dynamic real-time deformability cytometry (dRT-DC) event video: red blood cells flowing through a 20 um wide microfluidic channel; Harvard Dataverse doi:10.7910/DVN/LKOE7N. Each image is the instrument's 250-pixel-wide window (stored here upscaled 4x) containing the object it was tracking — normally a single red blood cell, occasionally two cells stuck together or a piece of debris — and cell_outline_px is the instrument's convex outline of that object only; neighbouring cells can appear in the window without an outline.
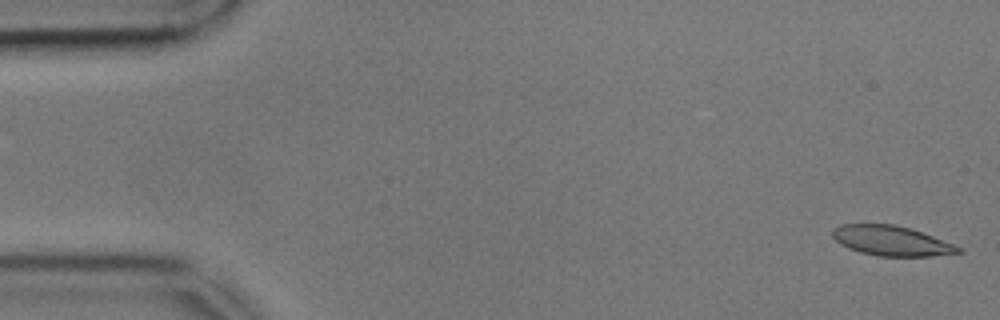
{"species": "common noctule bat (a hibernating species)", "species_latin": "Nyctalus noctula", "temperature_condition": "cold", "stored_images_in_passage": 20, "camera_frame_rate_fps": 3000, "um_per_image_px": 0.085, "animal": {"sex": "male", "body_mass_g": 17.9, "forearm_length_mm": 54.2}, "frame": {"image": 1, "passage_image": 1, "time_ms": 0.0, "image_size_px": [1000, 320], "cell_outline_px": [[964, 252], [932, 256], [876, 256], [860, 252], [848, 248], [840, 244], [832, 236], [832, 228], [840, 224], [892, 224], [908, 228], [932, 236], [964, 248]], "centroid_in_image_um": [75.75, 20.47], "position_along_channel_um": 9.2, "area_um2": 21.91}}
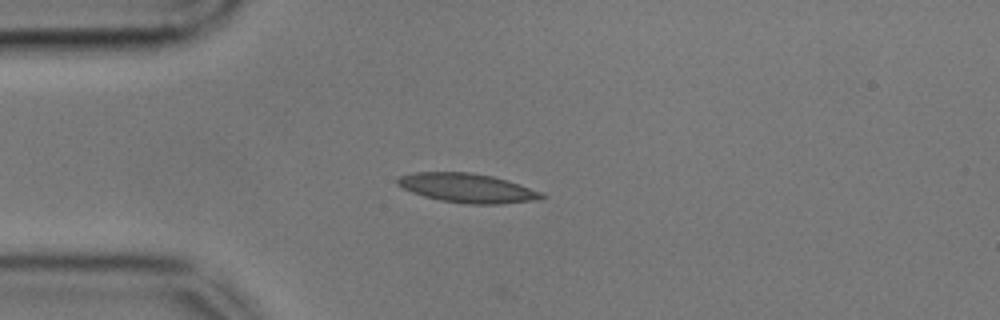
{"frame": {"image": 2, "passage_image": 13, "time_ms": 4.0, "image_size_px": [1000, 320], "cell_outline_px": [[548, 196], [536, 200], [500, 204], [468, 204], [440, 200], [424, 196], [412, 192], [396, 184], [396, 180], [400, 176], [416, 172], [468, 172], [492, 176], [520, 184], [544, 192]], "centroid_in_image_um": [39.76, 15.98], "position_along_channel_um": 45.2, "area_um2": 24.51}}